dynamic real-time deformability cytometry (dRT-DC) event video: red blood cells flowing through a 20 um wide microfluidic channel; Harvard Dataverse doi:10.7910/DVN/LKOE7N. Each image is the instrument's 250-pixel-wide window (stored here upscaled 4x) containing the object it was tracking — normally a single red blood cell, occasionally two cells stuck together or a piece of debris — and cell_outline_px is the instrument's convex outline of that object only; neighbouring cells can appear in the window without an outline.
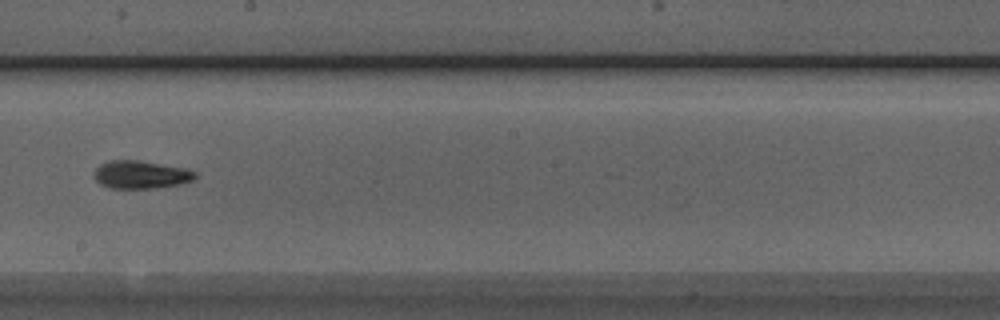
{"species": "Egyptian fruit bat (a non-hibernating species)", "species_latin": "Rousettus aegyptiacus", "temperature_condition": "room temperature", "stored_images_in_passage": 8, "camera_frame_rate_fps": 3000, "um_per_image_px": 0.085, "animal": {"sex": "male"}, "frame": {"image": 1, "passage_image": 8, "time_ms": 2.333, "image_size_px": [1000, 320], "cell_outline_px": [[196, 176], [192, 180], [180, 184], [156, 188], [108, 188], [100, 184], [92, 176], [96, 168], [100, 164], [108, 160], [140, 160], [184, 168], [196, 172]], "centroid_in_image_um": [11.92, 14.84], "position_along_channel_um": 236.3, "area_um2": 16.53}}